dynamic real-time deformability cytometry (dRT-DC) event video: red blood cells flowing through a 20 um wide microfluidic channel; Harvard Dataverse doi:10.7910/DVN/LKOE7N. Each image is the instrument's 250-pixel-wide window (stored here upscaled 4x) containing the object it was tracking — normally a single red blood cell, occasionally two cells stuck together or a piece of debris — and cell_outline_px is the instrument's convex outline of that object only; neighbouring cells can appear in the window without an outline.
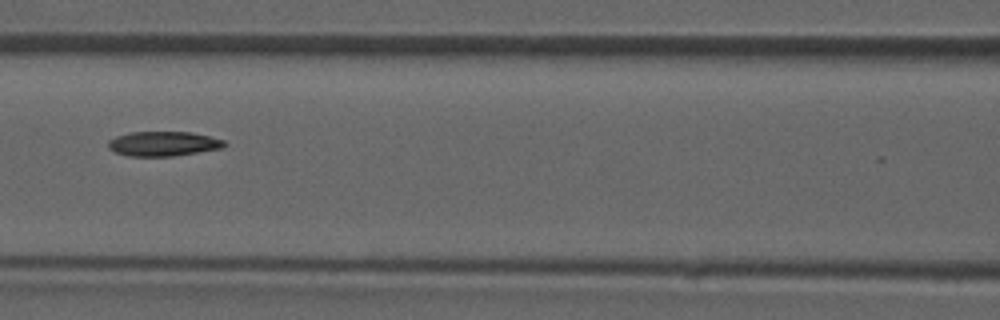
{"species": "common noctule bat (a hibernating species)", "species_latin": "Nyctalus noctula", "temperature_condition": "room temperature", "stored_images_in_passage": 49, "camera_frame_rate_fps": 3000, "um_per_image_px": 0.085, "animal": {"sex": "male", "forearm_length_mm": 52.5}, "frame": {"image": 1, "passage_image": 22, "time_ms": 7.0, "image_size_px": [1000, 320], "cell_outline_px": [[228, 144], [220, 148], [172, 156], [128, 156], [116, 152], [108, 148], [108, 140], [116, 136], [128, 132], [188, 132], [208, 136], [224, 140]], "centroid_in_image_um": [13.83, 12.21], "position_along_channel_um": 152.8, "area_um2": 16.53}}